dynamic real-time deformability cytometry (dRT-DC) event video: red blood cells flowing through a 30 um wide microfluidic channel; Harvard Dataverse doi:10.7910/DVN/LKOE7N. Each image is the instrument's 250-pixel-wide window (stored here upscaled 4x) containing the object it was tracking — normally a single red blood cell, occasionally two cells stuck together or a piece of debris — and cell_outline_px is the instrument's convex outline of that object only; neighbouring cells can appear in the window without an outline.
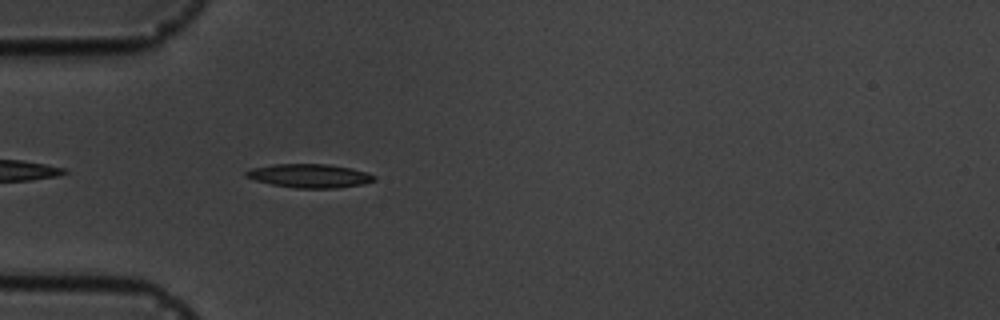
{"species": "common noctule bat (a hibernating species)", "species_latin": "Nyctalus noctula", "temperature_condition": "cold", "stored_images_in_passage": 4, "camera_frame_rate_fps": 3000, "um_per_image_px": 0.085, "animal": {"sex": "male", "body_mass_g": 19.5, "forearm_length_mm": 54.6}, "frame": {"image": 1, "passage_image": 4, "time_ms": 3.333, "image_size_px": [1000, 320], "cell_outline_px": [[376, 180], [364, 184], [336, 188], [296, 188], [272, 184], [256, 180], [244, 176], [244, 172], [252, 168], [272, 164], [328, 164], [352, 168], [368, 172], [376, 176]], "centroid_in_image_um": [26.35, 14.94], "position_along_channel_um": 58.7, "area_um2": 17.8}}